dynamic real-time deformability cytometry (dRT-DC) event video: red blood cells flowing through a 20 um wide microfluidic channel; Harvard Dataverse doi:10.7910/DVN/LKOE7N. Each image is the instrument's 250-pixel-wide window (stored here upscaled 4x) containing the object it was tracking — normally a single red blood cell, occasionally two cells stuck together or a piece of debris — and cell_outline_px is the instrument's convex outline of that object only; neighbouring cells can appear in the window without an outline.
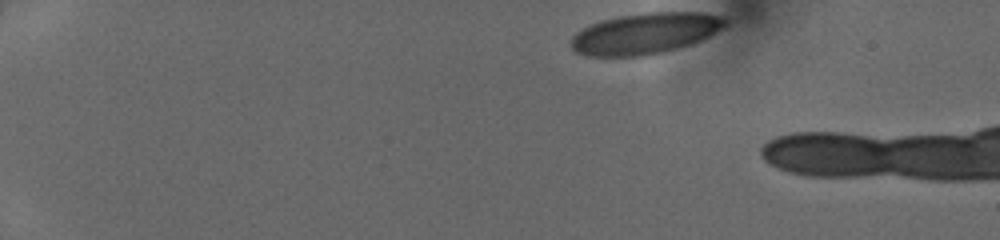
{"species": "human", "species_latin": "Homo sapiens", "temperature_condition": "cold", "stored_images_in_passage": 8, "camera_frame_rate_fps": 3000, "um_per_image_px": 0.085, "donor": {"sex": "female"}, "frame": {"image": 1, "passage_image": 1, "time_ms": 0.0, "image_size_px": [1000, 240], "cell_outline_px": [[728, 24], [724, 28], [700, 40], [676, 48], [660, 52], [640, 56], [588, 56], [576, 52], [568, 44], [568, 40], [576, 32], [600, 20], [620, 16], [648, 12], [704, 12], [724, 16], [728, 20]], "centroid_in_image_um": [54.83, 2.83], "position_along_channel_um": 30.2, "area_um2": 36.93}}